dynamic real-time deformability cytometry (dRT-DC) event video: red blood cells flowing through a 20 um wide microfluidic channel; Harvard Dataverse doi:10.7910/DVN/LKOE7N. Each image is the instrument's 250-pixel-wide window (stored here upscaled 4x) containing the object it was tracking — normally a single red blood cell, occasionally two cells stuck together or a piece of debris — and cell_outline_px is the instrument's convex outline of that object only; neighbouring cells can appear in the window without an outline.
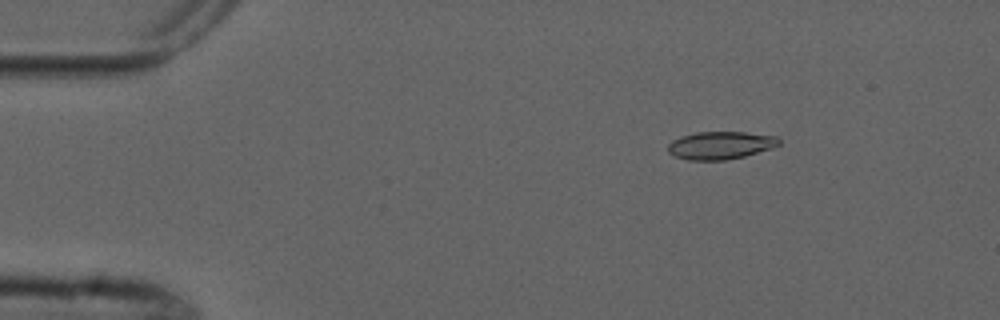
{"species": "common noctule bat (a hibernating species)", "species_latin": "Nyctalus noctula", "temperature_condition": "cold", "stored_images_in_passage": 5, "camera_frame_rate_fps": 3000, "um_per_image_px": 0.085, "animal": {"sex": "male", "forearm_length_mm": 52.5}, "frame": {"image": 1, "passage_image": 3, "time_ms": 2.333, "image_size_px": [1000, 320], "cell_outline_px": [[780, 144], [772, 148], [744, 156], [724, 160], [688, 160], [676, 156], [668, 152], [668, 144], [672, 140], [680, 136], [696, 132], [744, 132], [776, 136], [780, 140]], "centroid_in_image_um": [61.23, 12.34], "position_along_channel_um": 23.8, "area_um2": 17.92}}